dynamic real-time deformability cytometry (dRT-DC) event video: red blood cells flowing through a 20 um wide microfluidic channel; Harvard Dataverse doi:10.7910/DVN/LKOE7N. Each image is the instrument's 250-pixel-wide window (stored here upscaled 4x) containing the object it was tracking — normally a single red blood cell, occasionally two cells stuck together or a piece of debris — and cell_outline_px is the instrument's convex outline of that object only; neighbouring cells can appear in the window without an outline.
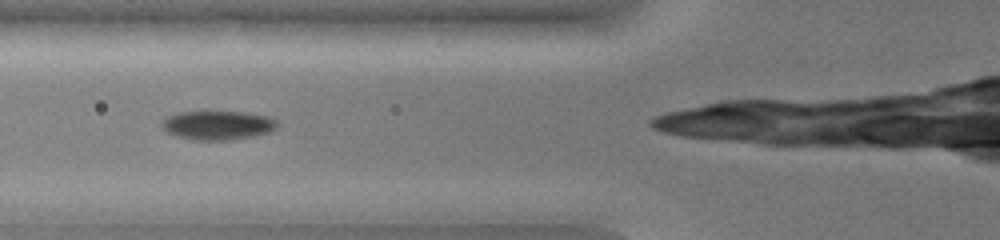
{"species": "common noctule bat (a hibernating species)", "species_latin": "Nyctalus noctula", "temperature_condition": "warm", "stored_images_in_passage": 31, "camera_frame_rate_fps": 3000, "um_per_image_px": 0.085, "animal": {"sex": "female", "body_mass_g": 19.0, "forearm_length_mm": 51.5}, "frame": {"image": 1, "passage_image": 6, "time_ms": 1.667, "image_size_px": [1000, 240], "cell_outline_px": [[280, 124], [272, 132], [232, 140], [192, 140], [176, 136], [168, 132], [160, 124], [160, 120], [168, 116], [180, 112], [248, 112], [268, 116], [276, 120]], "centroid_in_image_um": [18.54, 10.65], "position_along_channel_um": 107.3, "area_um2": 19.71}}
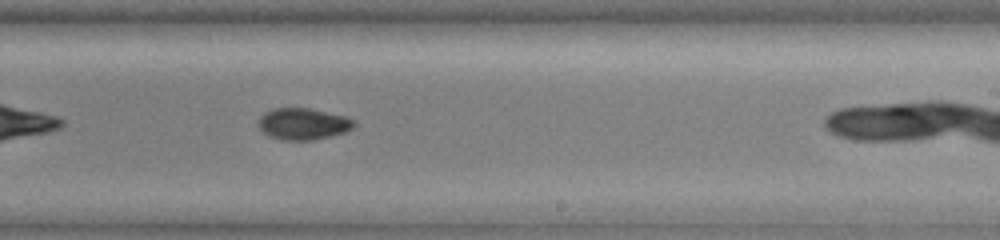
{"frame": {"image": 2, "passage_image": 18, "time_ms": 5.667, "image_size_px": [1000, 240], "cell_outline_px": [[356, 124], [352, 128], [344, 132], [332, 136], [312, 140], [280, 140], [268, 136], [260, 128], [260, 116], [264, 112], [272, 108], [308, 108], [344, 116], [356, 120]], "centroid_in_image_um": [25.77, 10.53], "position_along_channel_um": 263.2, "area_um2": 17.57}}
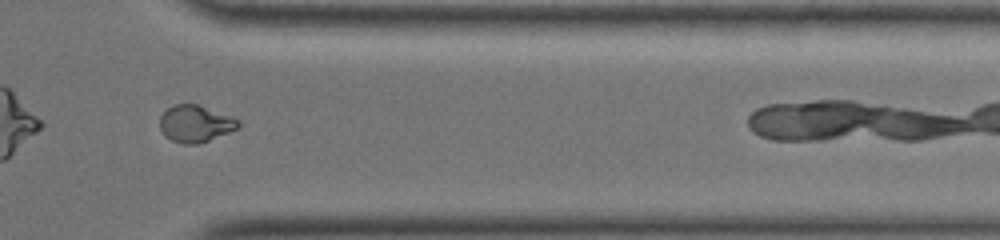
{"frame": {"image": 3, "passage_image": 28, "time_ms": 9.0, "image_size_px": [1000, 240], "cell_outline_px": [[240, 124], [236, 128], [228, 132], [200, 144], [184, 144], [172, 140], [164, 136], [160, 128], [160, 116], [172, 104], [200, 104], [232, 116], [240, 120]], "centroid_in_image_um": [16.6, 10.5], "position_along_channel_um": 394.8, "area_um2": 16.99}}